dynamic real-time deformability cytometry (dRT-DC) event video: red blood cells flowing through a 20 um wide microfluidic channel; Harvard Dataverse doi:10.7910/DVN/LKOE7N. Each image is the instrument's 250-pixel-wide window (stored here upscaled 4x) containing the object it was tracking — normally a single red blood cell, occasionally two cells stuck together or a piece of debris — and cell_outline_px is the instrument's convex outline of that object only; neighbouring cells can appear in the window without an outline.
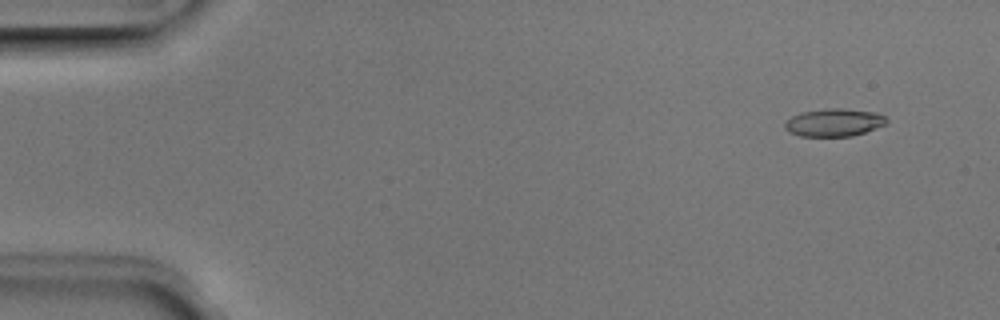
{"species": "Egyptian fruit bat (a non-hibernating species)", "species_latin": "Rousettus aegyptiacus", "temperature_condition": "room temperature", "stored_images_in_passage": 51, "camera_frame_rate_fps": 3000, "um_per_image_px": 0.085, "animal": {"sex": "male"}, "frame": {"image": 1, "passage_image": 4, "time_ms": 1.0, "image_size_px": [1000, 320], "cell_outline_px": [[888, 120], [884, 124], [876, 128], [852, 136], [800, 136], [788, 132], [784, 128], [784, 124], [792, 116], [800, 112], [828, 108], [844, 108], [880, 112]], "centroid_in_image_um": [70.89, 10.4], "position_along_channel_um": 14.1, "area_um2": 16.59}}
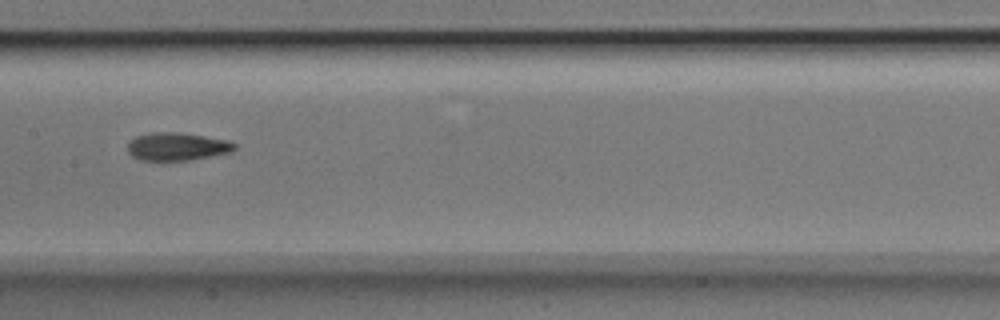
{"frame": {"image": 2, "passage_image": 26, "time_ms": 8.333, "image_size_px": [1000, 320], "cell_outline_px": [[236, 148], [232, 152], [192, 160], [140, 160], [132, 156], [128, 152], [128, 144], [136, 136], [152, 132], [180, 132], [228, 140], [236, 144]], "centroid_in_image_um": [15.08, 12.46], "position_along_channel_um": 192.3, "area_um2": 17.46}}
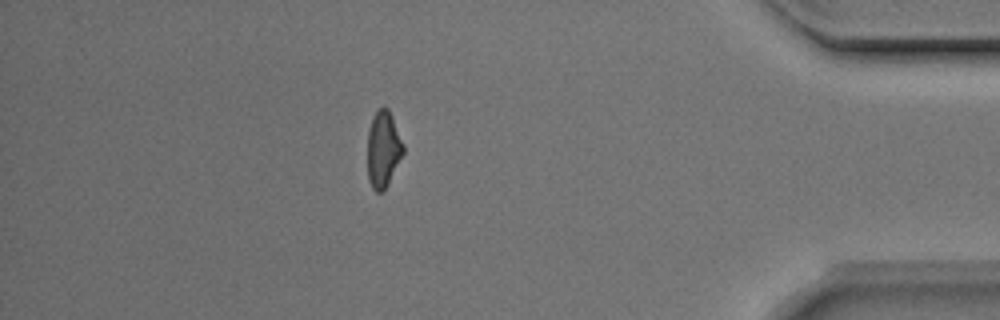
{"frame": {"image": 3, "passage_image": 45, "time_ms": 14.667, "image_size_px": [1000, 320], "cell_outline_px": [[404, 152], [384, 192], [376, 192], [372, 188], [368, 180], [368, 132], [372, 116], [376, 108], [384, 104], [388, 108], [392, 116], [404, 144]], "centroid_in_image_um": [32.57, 12.64], "position_along_channel_um": 402.6, "area_um2": 16.24}, "authors_computed_cell_mechanics": {"area_um2": 16.8198, "velocity_mm_per_s": 3.974, "shape_relaxation_time_tau1_ms": 3.326, "shape_relaxation_time_tau2_ms": 4.1347, "deformation_change_tau1": 0.1305, "deformation_change_tau2": 0.118}}